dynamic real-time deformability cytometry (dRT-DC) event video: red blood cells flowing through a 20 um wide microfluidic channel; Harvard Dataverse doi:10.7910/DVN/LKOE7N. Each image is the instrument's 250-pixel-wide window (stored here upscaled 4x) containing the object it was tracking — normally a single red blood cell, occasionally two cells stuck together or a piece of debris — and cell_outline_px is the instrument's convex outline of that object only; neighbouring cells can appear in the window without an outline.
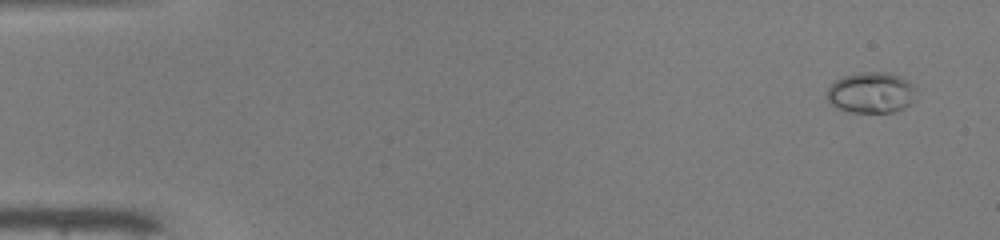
{"species": "common noctule bat (a hibernating species)", "species_latin": "Nyctalus noctula", "temperature_condition": "warm", "stored_images_in_passage": 49, "camera_frame_rate_fps": 3000, "um_per_image_px": 0.085, "animal": {"sex": "male", "body_mass_g": 19.0, "forearm_length_mm": 50.8}, "frame": {"image": 1, "passage_image": 1, "time_ms": 0.0, "image_size_px": [1000, 240], "cell_outline_px": [[916, 88], [912, 104], [904, 108], [892, 112], [848, 112], [836, 108], [828, 100], [824, 92], [836, 80], [844, 76], [860, 72], [888, 72], [900, 76], [908, 80]], "centroid_in_image_um": [74.04, 7.87], "position_along_channel_um": 11.0, "area_um2": 21.5}}
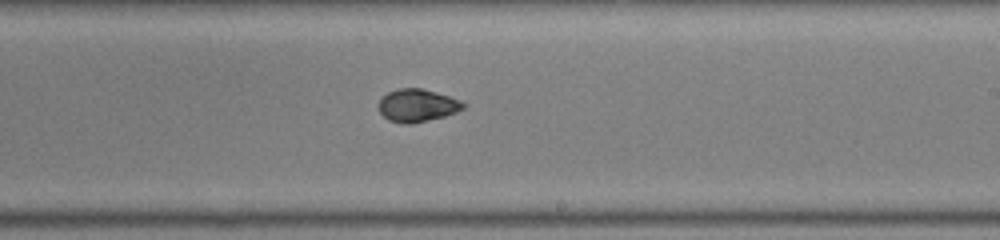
{"frame": {"image": 2, "passage_image": 29, "time_ms": 9.333, "image_size_px": [1000, 240], "cell_outline_px": [[468, 104], [464, 108], [456, 112], [444, 116], [412, 124], [404, 124], [388, 120], [380, 112], [380, 100], [388, 92], [396, 88], [424, 88], [460, 100]], "centroid_in_image_um": [35.49, 8.96], "position_along_channel_um": 253.5, "area_um2": 16.13}}
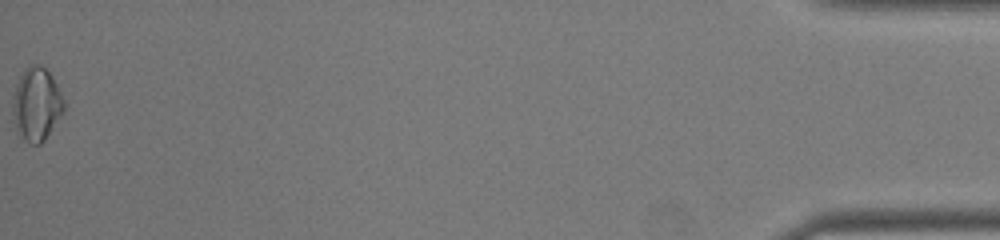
{"frame": {"image": 3, "passage_image": 49, "time_ms": 16.0, "image_size_px": [1000, 240], "cell_outline_px": [[64, 112], [44, 140], [40, 144], [28, 144], [20, 136], [16, 128], [12, 112], [12, 96], [16, 84], [24, 68], [28, 64], [40, 64], [52, 76], [64, 100]], "centroid_in_image_um": [3.08, 8.85], "position_along_channel_um": 432.1, "area_um2": 22.02}, "authors_computed_cell_mechanics": {"area_um2": 16.8776, "velocity_mm_per_s": 4.0871, "shape_relaxation_time_tau1_ms": 4.9095, "shape_relaxation_time_tau2_ms": null, "deformation_change_tau1": 0.1962, "deformation_change_tau2": null}}